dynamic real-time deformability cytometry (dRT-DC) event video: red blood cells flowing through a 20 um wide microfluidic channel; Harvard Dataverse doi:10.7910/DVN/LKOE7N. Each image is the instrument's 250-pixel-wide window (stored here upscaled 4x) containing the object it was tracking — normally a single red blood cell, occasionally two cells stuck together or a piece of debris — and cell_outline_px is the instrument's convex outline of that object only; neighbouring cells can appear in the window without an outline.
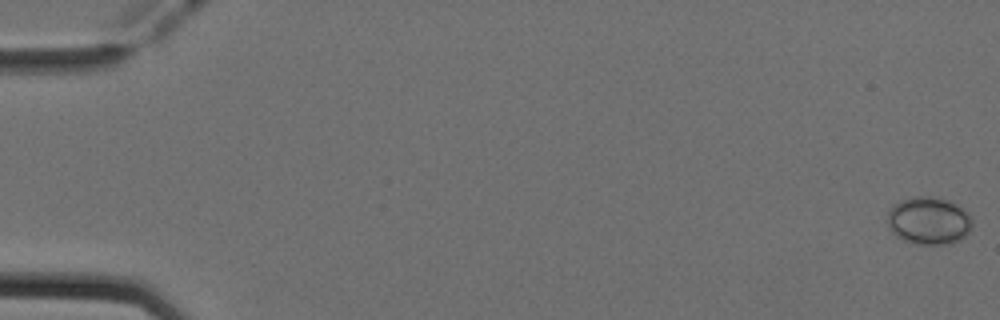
{"species": "Egyptian fruit bat (a non-hibernating species)", "species_latin": "Rousettus aegyptiacus", "temperature_condition": "cold", "stored_images_in_passage": 53, "camera_frame_rate_fps": 3000, "um_per_image_px": 0.085, "animal": {"sex": "female"}, "frame": {"image": 1, "passage_image": 1, "time_ms": 0.0, "image_size_px": [1000, 320], "cell_outline_px": [[972, 228], [960, 240], [952, 244], [916, 244], [904, 240], [896, 236], [888, 228], [888, 212], [892, 204], [912, 196], [928, 196], [948, 200], [956, 204], [968, 212], [972, 216]], "centroid_in_image_um": [78.95, 18.76], "position_along_channel_um": 6.1, "area_um2": 23.81}}
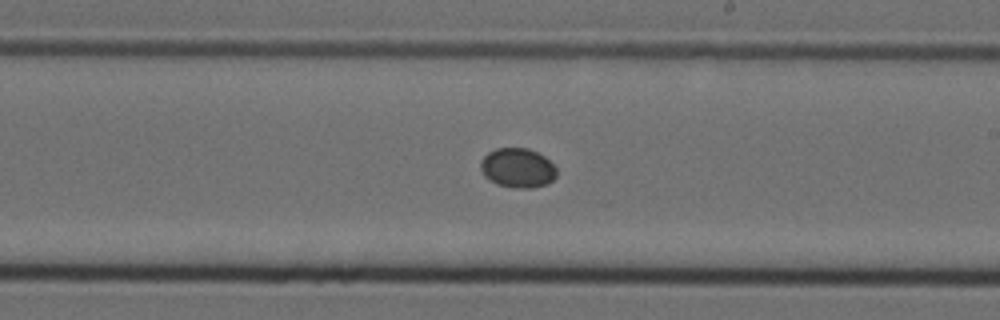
{"frame": {"image": 2, "passage_image": 31, "time_ms": 10.0, "image_size_px": [1000, 320], "cell_outline_px": [[556, 176], [548, 184], [532, 188], [516, 188], [496, 184], [488, 180], [484, 176], [480, 168], [480, 160], [488, 152], [496, 148], [528, 148], [544, 156], [556, 168]], "centroid_in_image_um": [43.97, 14.28], "position_along_channel_um": 245.0, "area_um2": 17.63}}
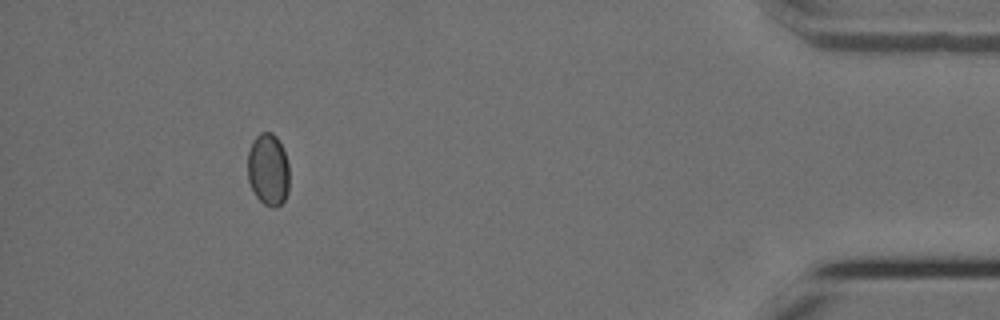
{"frame": {"image": 3, "passage_image": 48, "time_ms": 15.667, "image_size_px": [1000, 320], "cell_outline_px": [[288, 192], [284, 200], [276, 208], [272, 208], [264, 204], [256, 196], [248, 180], [248, 152], [252, 140], [260, 132], [272, 132], [276, 136], [284, 152], [288, 164]], "centroid_in_image_um": [22.79, 14.41], "position_along_channel_um": 412.4, "area_um2": 17.51}}